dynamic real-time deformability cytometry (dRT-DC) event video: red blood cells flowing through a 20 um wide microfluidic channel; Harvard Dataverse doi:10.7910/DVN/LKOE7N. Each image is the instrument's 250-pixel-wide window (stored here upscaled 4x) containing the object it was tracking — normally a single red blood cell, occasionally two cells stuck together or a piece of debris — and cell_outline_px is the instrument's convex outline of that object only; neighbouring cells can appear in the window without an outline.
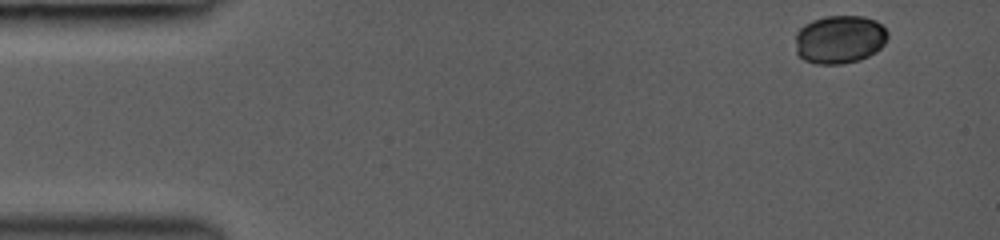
{"species": "common noctule bat (a hibernating species)", "species_latin": "Nyctalus noctula", "temperature_condition": "room temperature", "stored_images_in_passage": 8, "camera_frame_rate_fps": 3000, "um_per_image_px": 0.085, "animal": {"sex": "female", "body_mass_g": 19.0, "forearm_length_mm": 53.3}, "frame": {"image": 1, "passage_image": 1, "time_ms": 0.0, "image_size_px": [1000, 240], "cell_outline_px": [[888, 36], [884, 44], [876, 52], [860, 60], [840, 64], [816, 64], [804, 60], [796, 52], [796, 32], [804, 24], [812, 20], [824, 16], [864, 16], [876, 20], [888, 32]], "centroid_in_image_um": [71.36, 3.34], "position_along_channel_um": 13.6, "area_um2": 26.18}}
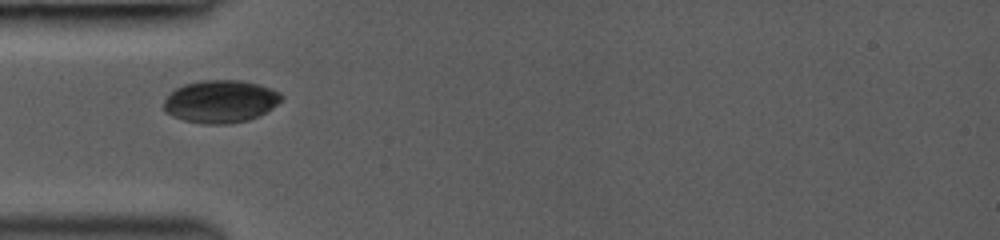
{"frame": {"image": 2, "passage_image": 7, "time_ms": 4.0, "image_size_px": [1000, 240], "cell_outline_px": [[284, 96], [272, 108], [248, 120], [228, 124], [200, 124], [184, 120], [172, 116], [164, 112], [164, 100], [176, 88], [184, 84], [200, 80], [240, 80], [256, 84], [280, 92]], "centroid_in_image_um": [18.71, 8.63], "position_along_channel_um": 66.3, "area_um2": 29.07}}